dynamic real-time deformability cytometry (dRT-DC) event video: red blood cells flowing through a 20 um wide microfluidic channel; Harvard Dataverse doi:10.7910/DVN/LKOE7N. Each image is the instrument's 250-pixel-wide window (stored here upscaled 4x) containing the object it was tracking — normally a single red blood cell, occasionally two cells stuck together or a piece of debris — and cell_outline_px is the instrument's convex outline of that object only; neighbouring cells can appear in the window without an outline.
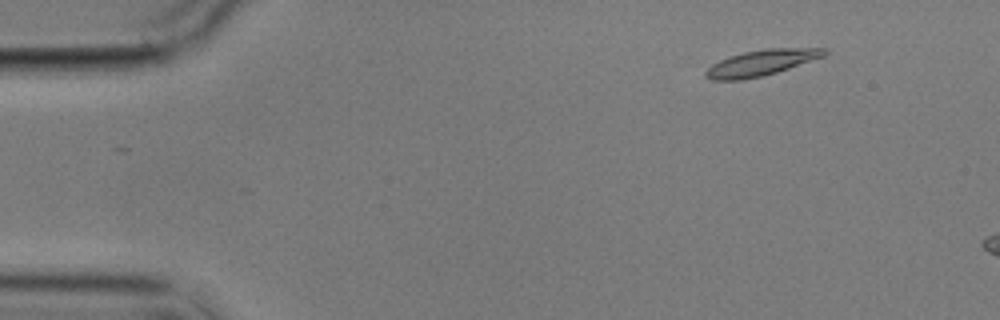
{"species": "common noctule bat (a hibernating species)", "species_latin": "Nyctalus noctula", "temperature_condition": "cold", "stored_images_in_passage": 4, "camera_frame_rate_fps": 3000, "um_per_image_px": 0.085, "animal": {"sex": "male", "body_mass_g": 17.9}, "frame": {"image": 1, "passage_image": 2, "time_ms": 1.333, "image_size_px": [1000, 320], "cell_outline_px": [[828, 52], [824, 56], [776, 72], [744, 80], [712, 80], [704, 76], [704, 72], [712, 64], [728, 56], [744, 52], [768, 48], [828, 48]], "centroid_in_image_um": [64.68, 5.33], "position_along_channel_um": 20.3, "area_um2": 17.74}}